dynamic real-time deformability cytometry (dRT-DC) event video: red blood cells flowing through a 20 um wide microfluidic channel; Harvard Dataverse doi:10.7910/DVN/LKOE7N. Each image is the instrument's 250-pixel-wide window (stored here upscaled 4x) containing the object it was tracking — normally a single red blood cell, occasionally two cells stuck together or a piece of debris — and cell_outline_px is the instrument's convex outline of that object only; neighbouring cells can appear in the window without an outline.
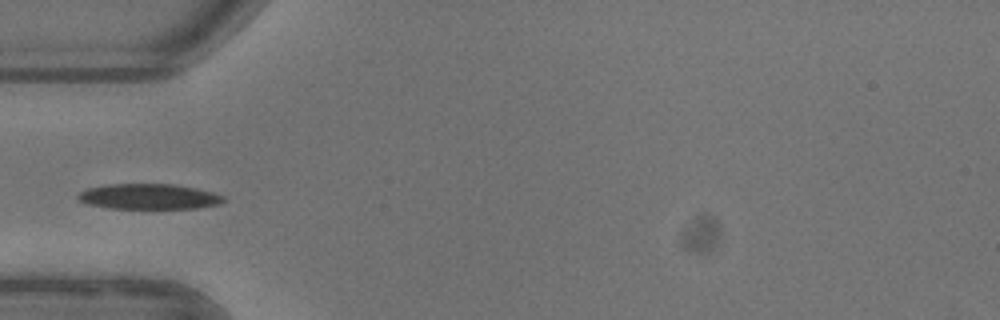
{"species": "common noctule bat (a hibernating species)", "species_latin": "Nyctalus noctula", "temperature_condition": "warm", "stored_images_in_passage": 35, "camera_frame_rate_fps": 3000, "um_per_image_px": 0.085, "animal": {"sex": "female"}, "frame": {"image": 1, "passage_image": 1, "time_ms": 0.0, "image_size_px": [1000, 320], "cell_outline_px": [[224, 200], [220, 204], [196, 208], [108, 208], [88, 204], [80, 200], [76, 196], [80, 192], [88, 188], [108, 184], [172, 184], [196, 188], [212, 192], [224, 196]], "centroid_in_image_um": [12.65, 16.7], "position_along_channel_um": 72.3, "area_um2": 21.39}}
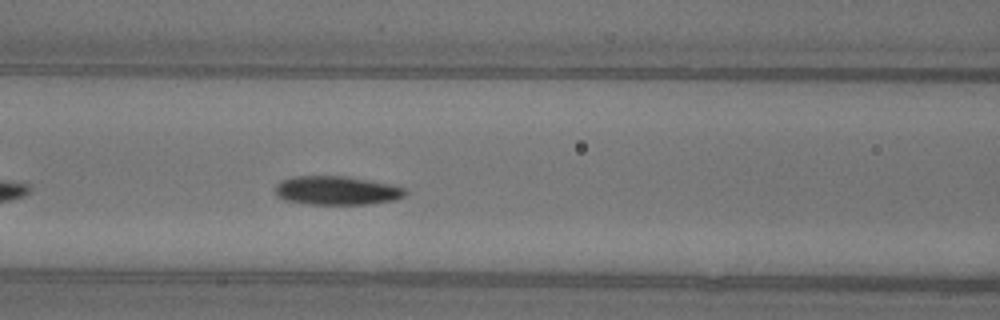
{"frame": {"image": 2, "passage_image": 6, "time_ms": 1.667, "image_size_px": [1000, 320], "cell_outline_px": [[408, 192], [404, 196], [396, 200], [368, 204], [308, 204], [284, 200], [276, 196], [276, 184], [280, 180], [292, 176], [344, 176], [368, 180], [388, 184], [404, 188]], "centroid_in_image_um": [28.59, 16.19], "position_along_channel_um": 138.0, "area_um2": 21.85}}